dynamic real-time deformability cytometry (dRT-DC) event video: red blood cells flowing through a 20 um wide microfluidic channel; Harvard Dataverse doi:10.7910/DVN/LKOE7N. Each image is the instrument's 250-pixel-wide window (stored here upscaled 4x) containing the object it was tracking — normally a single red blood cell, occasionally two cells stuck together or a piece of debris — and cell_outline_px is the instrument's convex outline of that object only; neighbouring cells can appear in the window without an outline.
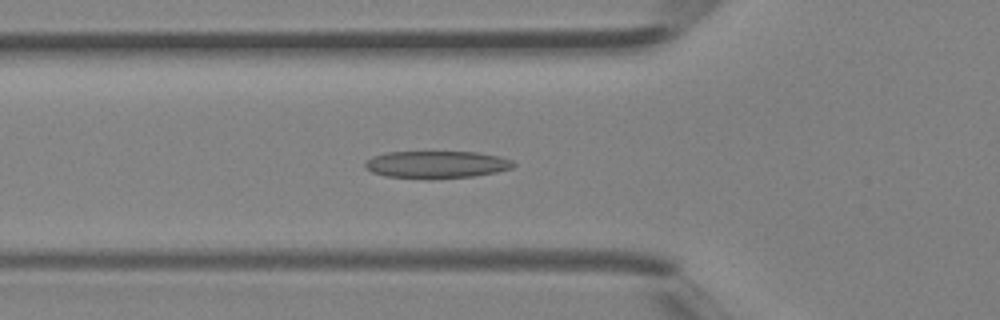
{"species": "Egyptian fruit bat (a non-hibernating species)", "species_latin": "Rousettus aegyptiacus", "temperature_condition": "room temperature", "stored_images_in_passage": 34, "camera_frame_rate_fps": 3000, "um_per_image_px": 0.085, "animal": {"sex": "female"}, "frame": {"image": 1, "passage_image": 8, "time_ms": 2.333, "image_size_px": [1000, 320], "cell_outline_px": [[516, 164], [512, 168], [496, 172], [472, 176], [384, 176], [372, 172], [364, 168], [364, 164], [372, 156], [388, 152], [476, 152], [500, 156], [512, 160]], "centroid_in_image_um": [37.13, 13.94], "position_along_channel_um": 88.7, "area_um2": 22.66}}
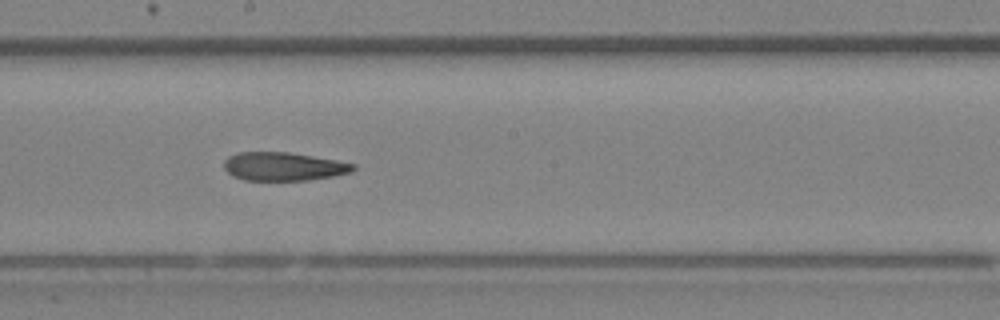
{"frame": {"image": 2, "passage_image": 16, "time_ms": 5.0, "image_size_px": [1000, 320], "cell_outline_px": [[356, 168], [352, 172], [332, 176], [308, 180], [244, 180], [232, 176], [224, 168], [224, 160], [228, 156], [236, 152], [288, 152], [336, 160], [356, 164]], "centroid_in_image_um": [24.08, 14.15], "position_along_channel_um": 224.1, "area_um2": 21.44}}
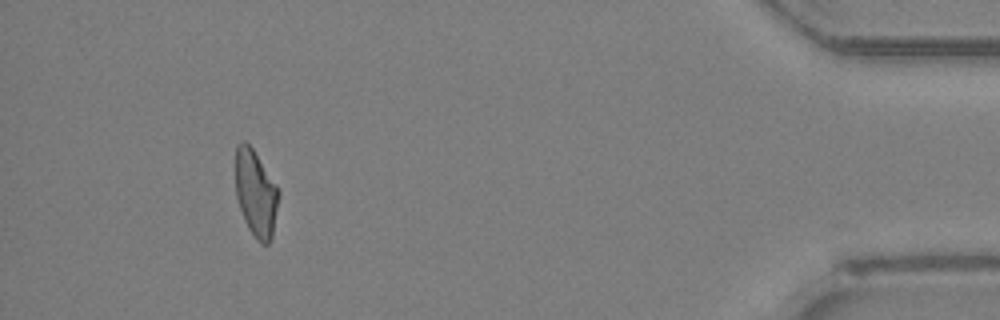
{"frame": {"image": 3, "passage_image": 31, "time_ms": 10.0, "image_size_px": [1000, 320], "cell_outline_px": [[280, 192], [272, 236], [268, 244], [260, 244], [256, 240], [248, 228], [244, 220], [236, 196], [236, 144], [244, 140], [252, 148], [276, 184]], "centroid_in_image_um": [21.74, 16.45], "position_along_channel_um": 413.5, "area_um2": 21.68}}